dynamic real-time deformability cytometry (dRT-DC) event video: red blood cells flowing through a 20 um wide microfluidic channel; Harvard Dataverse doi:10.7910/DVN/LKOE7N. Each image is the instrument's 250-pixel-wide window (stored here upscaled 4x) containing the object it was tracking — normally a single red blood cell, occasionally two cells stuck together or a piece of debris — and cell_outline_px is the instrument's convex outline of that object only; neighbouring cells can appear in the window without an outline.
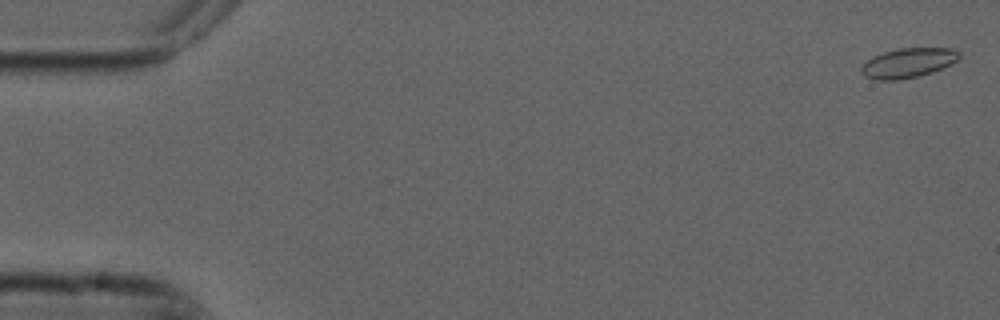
{"species": "common noctule bat (a hibernating species)", "species_latin": "Nyctalus noctula", "temperature_condition": "cold", "stored_images_in_passage": 56, "camera_frame_rate_fps": 3000, "um_per_image_px": 0.085, "animal": {"sex": "male", "forearm_length_mm": 52.5}, "frame": {"image": 1, "passage_image": 2, "time_ms": 0.333, "image_size_px": [1000, 320], "cell_outline_px": [[960, 56], [956, 60], [932, 72], [916, 76], [896, 80], [876, 80], [864, 76], [860, 72], [860, 68], [872, 56], [884, 52], [900, 48], [952, 48], [960, 52]], "centroid_in_image_um": [77.14, 5.34], "position_along_channel_um": 7.9, "area_um2": 16.65}}
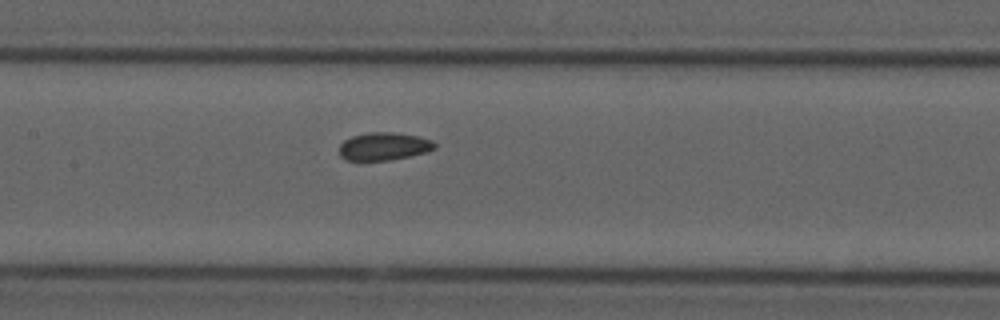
{"frame": {"image": 2, "passage_image": 27, "time_ms": 8.667, "image_size_px": [1000, 320], "cell_outline_px": [[436, 148], [424, 152], [408, 156], [388, 160], [348, 160], [340, 156], [340, 144], [344, 140], [352, 136], [368, 132], [392, 132], [420, 136], [432, 140], [436, 144]], "centroid_in_image_um": [32.63, 12.42], "position_along_channel_um": 174.8, "area_um2": 15.37}}
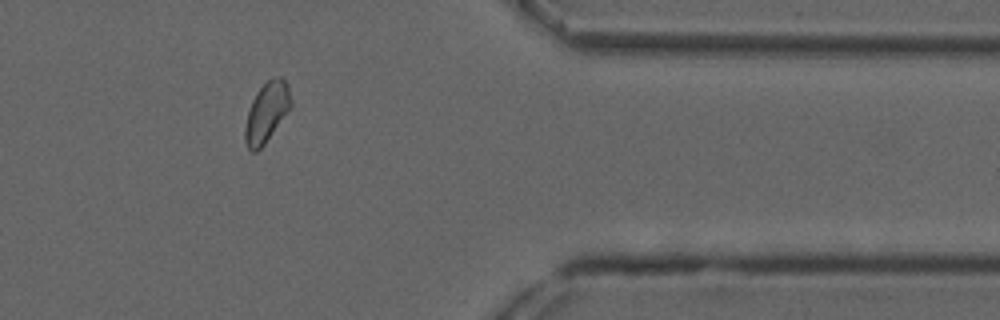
{"frame": {"image": 3, "passage_image": 46, "time_ms": 15.0, "image_size_px": [1000, 320], "cell_outline_px": [[292, 108], [264, 144], [256, 152], [252, 152], [248, 148], [244, 140], [244, 128], [248, 112], [252, 100], [256, 92], [268, 80], [276, 76], [280, 76], [288, 84], [292, 100]], "centroid_in_image_um": [22.68, 9.54], "position_along_channel_um": 388.7, "area_um2": 16.18}, "authors_computed_cell_mechanics": {"area_um2": 15.8661, "velocity_mm_per_s": 3.7183, "shape_relaxation_time_tau1_ms": 4.3221, "shape_relaxation_time_tau2_ms": 2.0978, "deformation_change_tau1": 0.0725, "deformation_change_tau2": 0.0705}}